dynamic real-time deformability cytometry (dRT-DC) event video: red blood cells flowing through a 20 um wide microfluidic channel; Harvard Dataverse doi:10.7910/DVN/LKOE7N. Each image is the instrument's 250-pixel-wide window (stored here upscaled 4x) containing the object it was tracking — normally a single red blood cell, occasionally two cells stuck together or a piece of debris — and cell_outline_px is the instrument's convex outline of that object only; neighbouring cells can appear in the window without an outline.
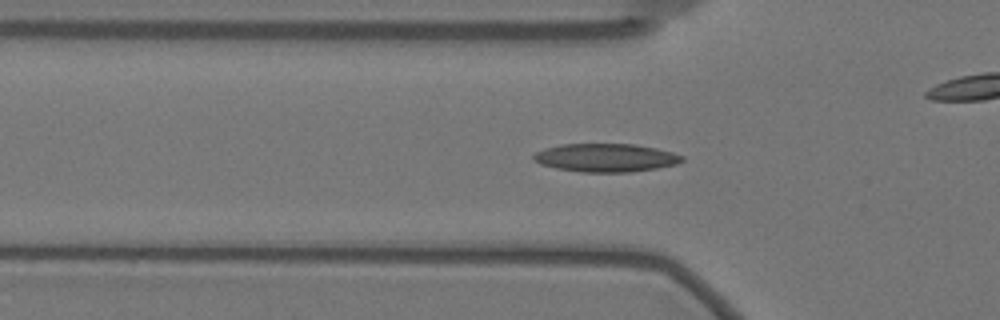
{"species": "Egyptian fruit bat (a non-hibernating species)", "species_latin": "Rousettus aegyptiacus", "temperature_condition": "warm", "stored_images_in_passage": 59, "camera_frame_rate_fps": 3000, "um_per_image_px": 0.085, "animal": {"sex": "female"}, "frame": {"image": 1, "passage_image": 19, "time_ms": 6.0, "image_size_px": [1000, 320], "cell_outline_px": [[684, 160], [676, 164], [656, 168], [632, 172], [584, 172], [556, 168], [540, 164], [532, 160], [532, 156], [536, 152], [544, 148], [560, 144], [636, 144], [656, 148], [672, 152], [684, 156]], "centroid_in_image_um": [51.47, 13.4], "position_along_channel_um": 74.3, "area_um2": 24.57}}
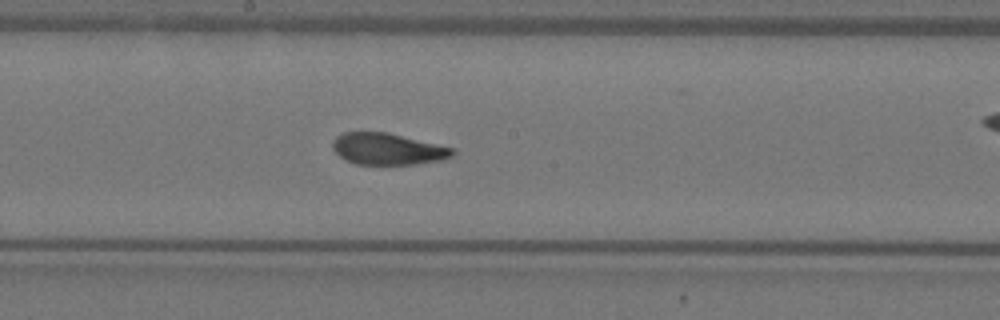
{"frame": {"image": 2, "passage_image": 31, "time_ms": 10.0, "image_size_px": [1000, 320], "cell_outline_px": [[456, 152], [452, 156], [440, 160], [416, 164], [356, 164], [344, 160], [332, 148], [332, 140], [336, 136], [344, 132], [388, 132], [452, 148]], "centroid_in_image_um": [32.91, 12.66], "position_along_channel_um": 215.3, "area_um2": 21.96}}
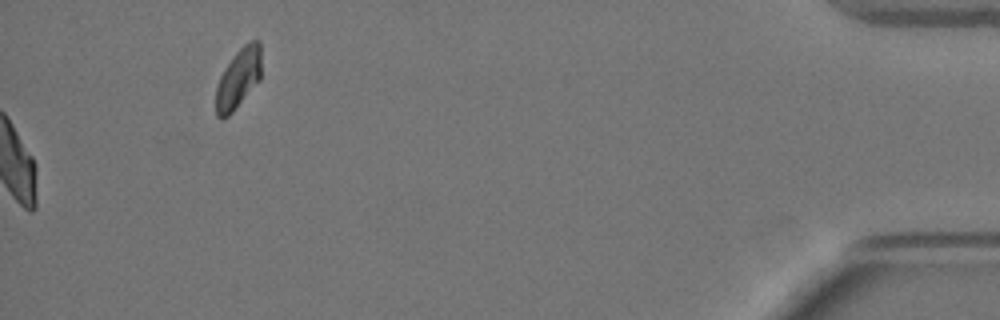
{"frame": {"image": 3, "passage_image": 59, "time_ms": 19.333, "image_size_px": [1000, 320], "cell_outline_px": [[260, 80], [232, 112], [228, 116], [220, 120], [216, 116], [216, 88], [220, 76], [224, 68], [236, 52], [244, 44], [252, 40], [260, 40]], "centroid_in_image_um": [20.25, 6.67], "position_along_channel_um": 415.0, "area_um2": 15.78}, "authors_computed_cell_mechanics": {"area_um2": 22.5998, "velocity_mm_per_s": 3.4923, "shape_relaxation_time_tau1_ms": 5.192, "shape_relaxation_time_tau2_ms": 1.285, "deformation_change_tau1": 0.1714, "deformation_change_tau2": 0.0819}}